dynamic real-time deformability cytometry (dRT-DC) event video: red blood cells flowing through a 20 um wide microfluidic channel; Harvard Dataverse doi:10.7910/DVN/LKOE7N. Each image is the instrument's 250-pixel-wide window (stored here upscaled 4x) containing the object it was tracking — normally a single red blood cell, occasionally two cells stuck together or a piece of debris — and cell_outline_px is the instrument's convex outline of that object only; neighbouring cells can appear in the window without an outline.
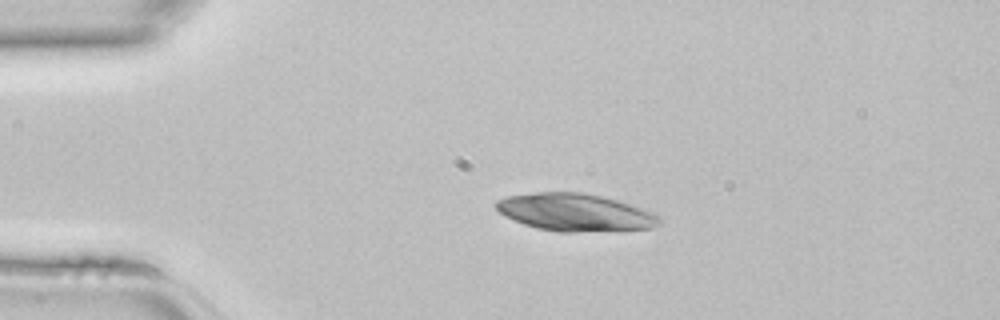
{"species": "common noctule bat (a hibernating species)", "species_latin": "Nyctalus noctula", "temperature_condition": "room temperature", "stored_images_in_passage": 36, "camera_frame_rate_fps": 3000, "um_per_image_px": 0.085, "animal": {"sex": "female", "body_mass_g": 22.7, "forearm_length_mm": 54.2}, "frame": {"image": 1, "passage_image": 1, "time_ms": 0.0, "image_size_px": [1000, 320], "cell_outline_px": [[660, 224], [652, 228], [576, 232], [556, 232], [536, 228], [524, 224], [504, 216], [492, 204], [496, 200], [508, 196], [536, 192], [584, 192], [616, 200], [652, 212], [660, 216]], "centroid_in_image_um": [48.83, 18.05], "position_along_channel_um": 36.2, "area_um2": 35.6}}